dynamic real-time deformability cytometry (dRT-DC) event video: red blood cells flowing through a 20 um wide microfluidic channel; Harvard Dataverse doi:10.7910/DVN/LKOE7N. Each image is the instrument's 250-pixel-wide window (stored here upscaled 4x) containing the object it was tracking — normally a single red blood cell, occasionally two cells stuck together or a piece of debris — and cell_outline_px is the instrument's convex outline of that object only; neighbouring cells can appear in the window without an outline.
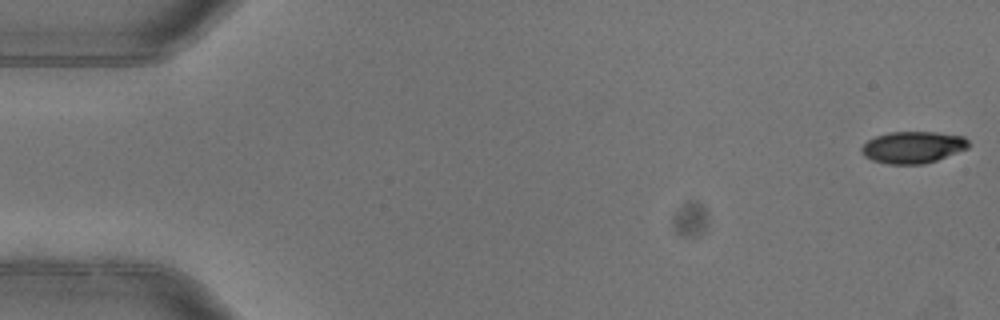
{"species": "common noctule bat (a hibernating species)", "species_latin": "Nyctalus noctula", "temperature_condition": "warm", "stored_images_in_passage": 5, "camera_frame_rate_fps": 3000, "um_per_image_px": 0.085, "animal": {"sex": "female"}, "frame": {"image": 1, "passage_image": 1, "time_ms": 0.0, "image_size_px": [1000, 320], "cell_outline_px": [[968, 148], [936, 160], [924, 164], [888, 164], [872, 160], [864, 156], [860, 152], [860, 148], [868, 140], [876, 136], [888, 132], [936, 132], [964, 136], [968, 140]], "centroid_in_image_um": [77.57, 12.51], "position_along_channel_um": 7.4, "area_um2": 19.83}}
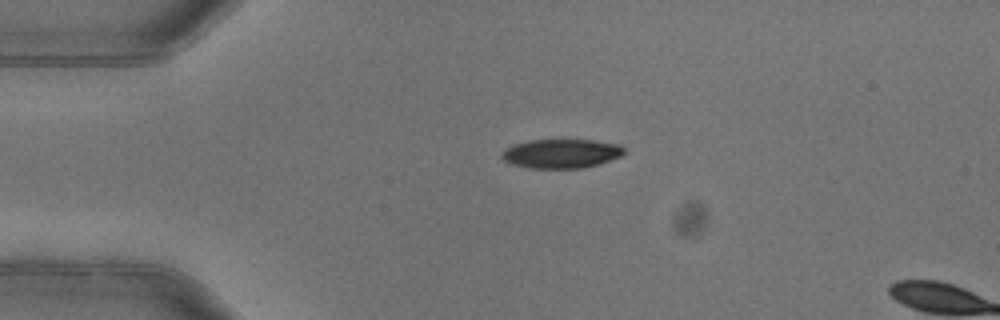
{"frame": {"image": 2, "passage_image": 4, "time_ms": 1.0, "image_size_px": [1000, 320], "cell_outline_px": [[624, 152], [620, 156], [596, 164], [580, 168], [528, 168], [512, 164], [504, 160], [500, 156], [500, 152], [504, 148], [512, 144], [528, 140], [592, 140], [616, 144], [624, 148]], "centroid_in_image_um": [47.6, 13.04], "position_along_channel_um": 37.4, "area_um2": 20.63}}